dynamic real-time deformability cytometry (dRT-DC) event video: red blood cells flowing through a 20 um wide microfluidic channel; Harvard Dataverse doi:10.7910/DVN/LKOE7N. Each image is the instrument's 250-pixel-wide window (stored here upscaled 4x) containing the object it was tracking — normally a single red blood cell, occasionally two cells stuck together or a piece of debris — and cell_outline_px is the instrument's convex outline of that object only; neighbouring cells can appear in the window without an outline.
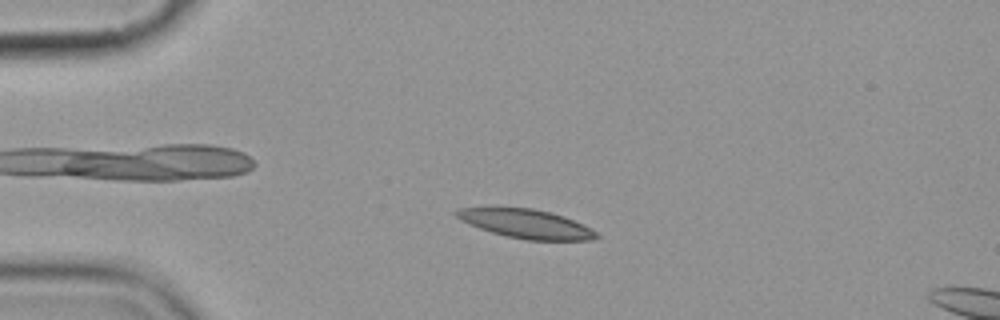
{"species": "common noctule bat (a hibernating species)", "species_latin": "Nyctalus noctula", "temperature_condition": "cold", "stored_images_in_passage": 5, "camera_frame_rate_fps": 3000, "um_per_image_px": 0.085, "animal": {"sex": "female", "body_mass_g": 19.9}, "frame": {"image": 1, "passage_image": 3, "time_ms": 2.333, "image_size_px": [1000, 320], "cell_outline_px": [[600, 236], [592, 240], [524, 240], [492, 232], [480, 228], [460, 220], [452, 212], [456, 208], [532, 208], [564, 216], [584, 224], [596, 232]], "centroid_in_image_um": [44.73, 19.02], "position_along_channel_um": 40.3, "area_um2": 23.41}}